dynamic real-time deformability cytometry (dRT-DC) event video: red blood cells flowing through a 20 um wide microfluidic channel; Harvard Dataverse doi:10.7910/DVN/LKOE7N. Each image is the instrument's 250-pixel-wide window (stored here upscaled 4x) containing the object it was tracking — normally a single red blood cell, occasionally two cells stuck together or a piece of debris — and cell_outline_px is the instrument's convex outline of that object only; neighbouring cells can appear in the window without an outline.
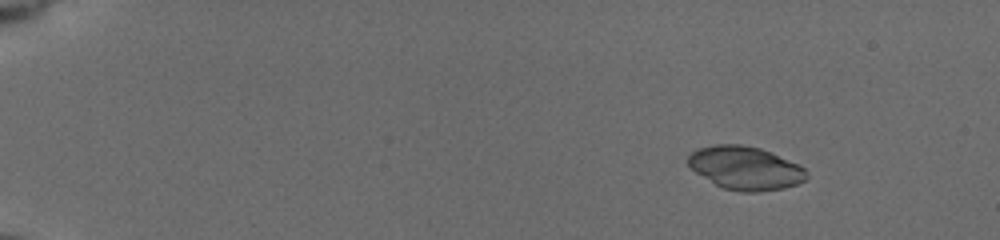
{"species": "common noctule bat (a hibernating species)", "species_latin": "Nyctalus noctula", "temperature_condition": "cold", "stored_images_in_passage": 21, "camera_frame_rate_fps": 3000, "um_per_image_px": 0.085, "animal": {"sex": "female", "body_mass_g": 19.5, "forearm_length_mm": 54.1}, "frame": {"image": 1, "passage_image": 9, "time_ms": 2.667, "image_size_px": [1000, 240], "cell_outline_px": [[808, 176], [804, 180], [796, 184], [784, 188], [756, 192], [740, 192], [724, 188], [716, 184], [696, 172], [688, 164], [688, 156], [696, 148], [716, 144], [740, 144], [760, 148], [772, 152], [800, 164], [808, 172]], "centroid_in_image_um": [63.38, 14.27], "position_along_channel_um": 21.6, "area_um2": 29.94}}
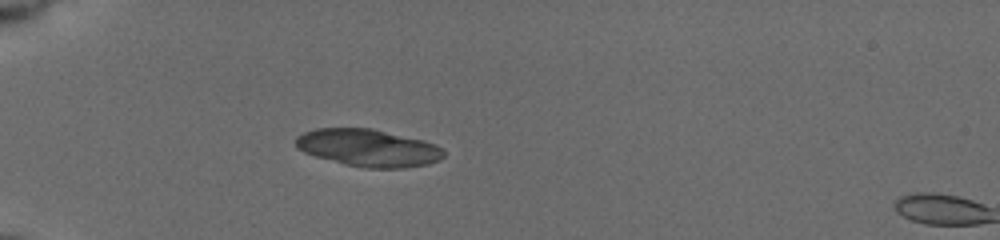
{"frame": {"image": 2, "passage_image": 20, "time_ms": 6.333, "image_size_px": [1000, 240], "cell_outline_px": [[444, 156], [440, 160], [428, 164], [404, 168], [364, 168], [344, 164], [316, 156], [304, 152], [296, 148], [296, 136], [304, 132], [316, 128], [372, 128], [424, 140], [436, 144], [444, 152]], "centroid_in_image_um": [31.31, 12.57], "position_along_channel_um": 53.7, "area_um2": 32.31}}